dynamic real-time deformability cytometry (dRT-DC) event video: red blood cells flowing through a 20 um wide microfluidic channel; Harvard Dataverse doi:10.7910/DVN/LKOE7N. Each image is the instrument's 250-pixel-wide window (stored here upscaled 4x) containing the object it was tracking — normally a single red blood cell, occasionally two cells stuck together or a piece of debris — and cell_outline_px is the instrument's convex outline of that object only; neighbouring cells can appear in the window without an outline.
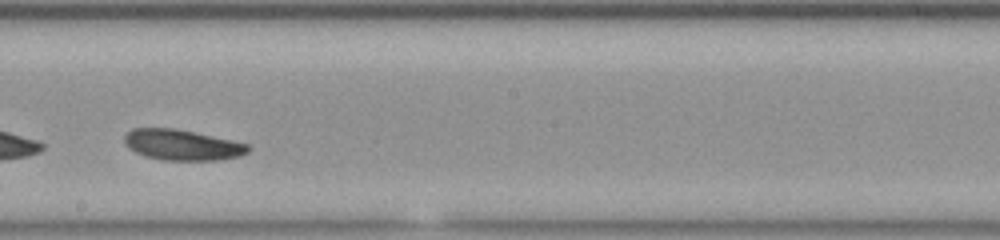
{"species": "common noctule bat (a hibernating species)", "species_latin": "Nyctalus noctula", "temperature_condition": "room temperature", "stored_images_in_passage": 35, "camera_frame_rate_fps": 3000, "um_per_image_px": 0.085, "animal": {"sex": "female", "body_mass_g": 23.0, "forearm_length_mm": 53.4}, "frame": {"image": 1, "passage_image": 20, "time_ms": 6.333, "image_size_px": [1000, 240], "cell_outline_px": [[252, 148], [248, 152], [240, 156], [216, 160], [160, 160], [144, 156], [128, 148], [124, 140], [124, 136], [132, 128], [172, 128], [232, 140], [248, 144]], "centroid_in_image_um": [15.47, 12.32], "position_along_channel_um": 232.7, "area_um2": 22.02}, "authors_computed_cell_mechanics": {"area_um2": 22.3686, "velocity_mm_per_s": 3.8097, "shape_relaxation_time_tau1_ms": 1.8364, "shape_relaxation_time_tau2_ms": null, "deformation_change_tau1": 0.0869, "deformation_change_tau2": null}}